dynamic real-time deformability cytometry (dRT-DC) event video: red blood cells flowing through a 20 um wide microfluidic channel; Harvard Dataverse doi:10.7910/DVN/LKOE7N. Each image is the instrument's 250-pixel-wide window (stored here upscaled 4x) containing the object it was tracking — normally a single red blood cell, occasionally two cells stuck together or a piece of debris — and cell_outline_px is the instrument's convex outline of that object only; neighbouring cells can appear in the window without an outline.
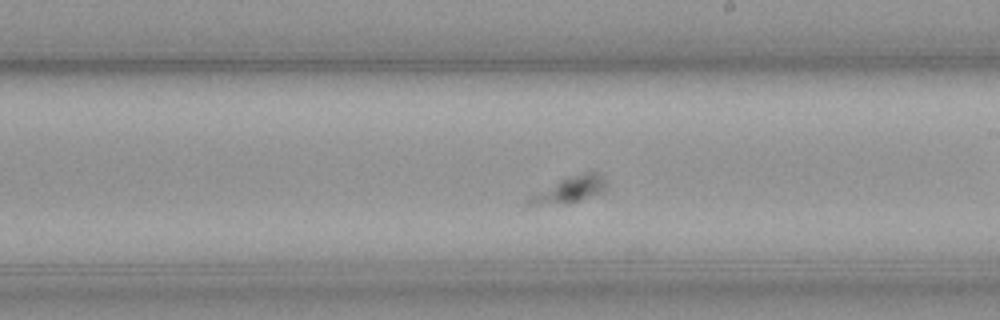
{"species": "common noctule bat (a hibernating species)", "species_latin": "Nyctalus noctula", "temperature_condition": "cold", "stored_images_in_passage": 46, "camera_frame_rate_fps": 3000, "um_per_image_px": 0.085, "animal": {"sex": "male", "body_mass_g": 23.1, "forearm_length_mm": 52.7}, "frame": {"image": 1, "passage_image": 27, "time_ms": 8.667, "image_size_px": [1000, 320], "cell_outline_px": [[608, 188], [600, 192], [580, 200], [568, 204], [524, 204], [524, 200], [564, 176], [588, 172], [596, 172], [608, 184]], "centroid_in_image_um": [48.4, 16.11], "position_along_channel_um": 240.6, "area_um2": 11.79}}